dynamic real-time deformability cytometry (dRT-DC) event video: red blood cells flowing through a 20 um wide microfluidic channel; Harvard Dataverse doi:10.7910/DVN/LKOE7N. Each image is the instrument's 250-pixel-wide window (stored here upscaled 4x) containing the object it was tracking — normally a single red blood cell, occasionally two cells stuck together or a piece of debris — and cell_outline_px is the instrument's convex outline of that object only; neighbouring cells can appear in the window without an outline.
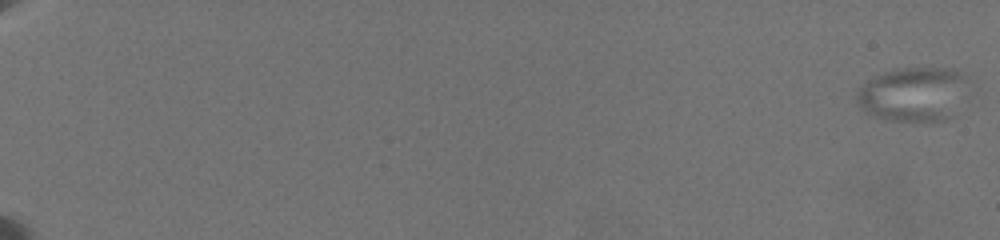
{"species": "common noctule bat (a hibernating species)", "species_latin": "Nyctalus noctula", "temperature_condition": "warm", "stored_images_in_passage": 52, "camera_frame_rate_fps": 3000, "um_per_image_px": 0.085, "animal": {"sex": "female", "body_mass_g": 19.5, "forearm_length_mm": 54.1}, "frame": {"image": 1, "passage_image": 1, "time_ms": 0.0, "image_size_px": [1000, 240], "cell_outline_px": [[976, 92], [948, 120], [884, 120], [868, 116], [860, 108], [856, 100], [856, 88], [872, 76], [892, 68], [948, 68], [960, 72], [968, 80]], "centroid_in_image_um": [77.72, 8.0], "position_along_channel_um": 7.3, "area_um2": 37.22}}
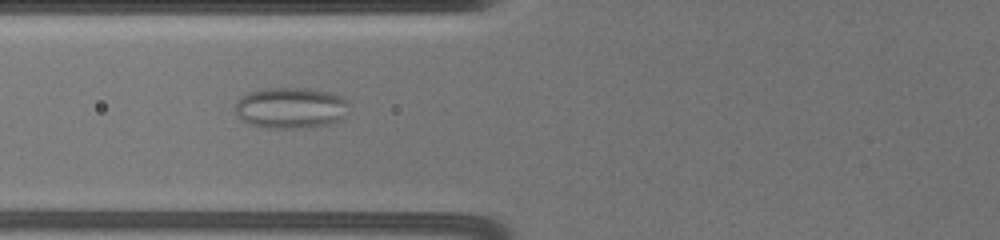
{"frame": {"image": 2, "passage_image": 51, "time_ms": 9.667, "image_size_px": [1000, 240], "cell_outline_px": [[348, 104], [344, 120], [328, 124], [300, 128], [272, 128], [248, 124], [240, 120], [236, 116], [236, 100], [240, 96], [248, 92], [268, 88], [312, 88], [328, 92], [340, 96], [348, 100]], "centroid_in_image_um": [24.7, 9.17], "position_along_channel_um": 101.1, "area_um2": 27.57}}